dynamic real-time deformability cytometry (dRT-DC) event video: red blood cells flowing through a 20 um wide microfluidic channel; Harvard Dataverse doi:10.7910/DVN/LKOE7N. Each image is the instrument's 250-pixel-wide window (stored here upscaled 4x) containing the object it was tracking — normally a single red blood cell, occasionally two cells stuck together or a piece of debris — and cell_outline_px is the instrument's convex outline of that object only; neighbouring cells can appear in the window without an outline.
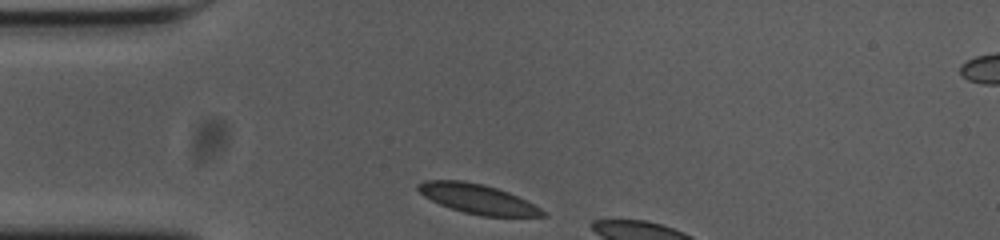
{"species": "common noctule bat (a hibernating species)", "species_latin": "Nyctalus noctula", "temperature_condition": "cold", "stored_images_in_passage": 6, "camera_frame_rate_fps": 3000, "um_per_image_px": 0.085, "animal": {"sex": "female", "body_mass_g": 23.0, "forearm_length_mm": 53.4}, "frame": {"image": 1, "passage_image": 1, "time_ms": 0.0, "image_size_px": [1000, 240], "cell_outline_px": [[548, 216], [480, 216], [464, 212], [440, 204], [424, 196], [416, 188], [416, 184], [424, 180], [464, 180], [484, 184], [508, 192], [548, 212]], "centroid_in_image_um": [40.58, 16.89], "position_along_channel_um": 44.4, "area_um2": 21.33}}